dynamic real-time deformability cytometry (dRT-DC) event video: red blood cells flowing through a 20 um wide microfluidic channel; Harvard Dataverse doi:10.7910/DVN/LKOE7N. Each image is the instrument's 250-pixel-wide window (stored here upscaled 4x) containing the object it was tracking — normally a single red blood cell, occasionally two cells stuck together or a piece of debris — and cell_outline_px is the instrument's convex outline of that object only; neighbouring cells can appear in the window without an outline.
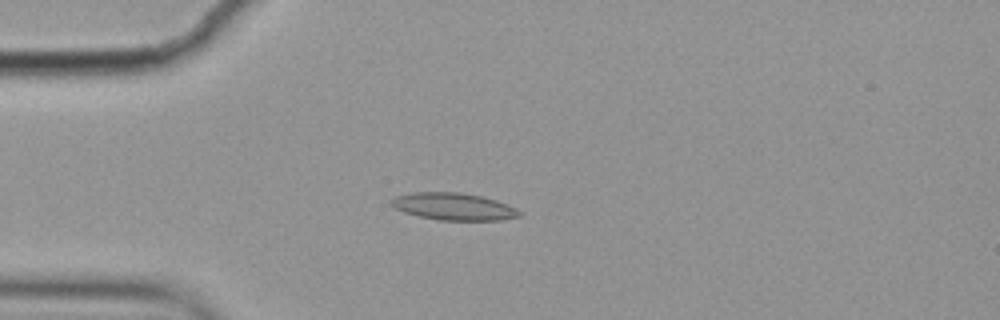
{"species": "common noctule bat (a hibernating species)", "species_latin": "Nyctalus noctula", "temperature_condition": "cold", "stored_images_in_passage": 7, "camera_frame_rate_fps": 3000, "um_per_image_px": 0.085, "animal": {"sex": "female", "body_mass_g": 19.9}, "frame": {"image": 1, "passage_image": 3, "time_ms": 0.667, "image_size_px": [1000, 320], "cell_outline_px": [[520, 216], [500, 220], [440, 220], [420, 216], [404, 212], [396, 208], [392, 204], [392, 200], [396, 196], [412, 192], [456, 192], [480, 196], [496, 200], [508, 204], [516, 208], [520, 212]], "centroid_in_image_um": [38.58, 17.55], "position_along_channel_um": 46.4, "area_um2": 20.0}}
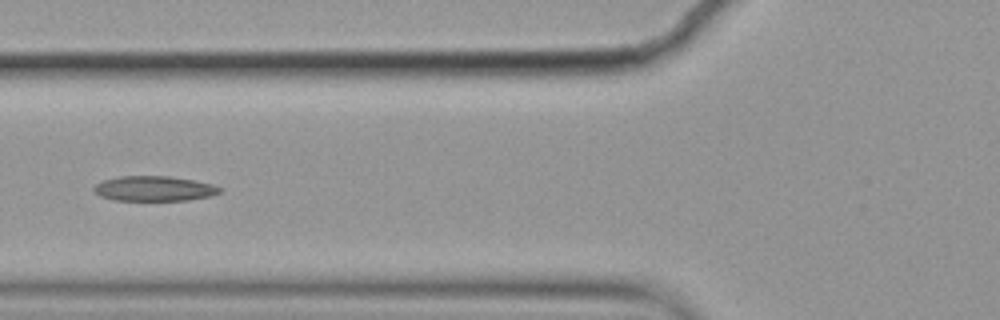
{"frame": {"image": 2, "passage_image": 5, "time_ms": 1.333, "image_size_px": [1000, 320], "cell_outline_px": [[224, 188], [220, 192], [212, 196], [188, 200], [116, 200], [100, 196], [92, 188], [100, 180], [120, 176], [168, 176], [192, 180], [212, 184]], "centroid_in_image_um": [13.1, 16.02], "position_along_channel_um": 112.7, "area_um2": 18.38}}
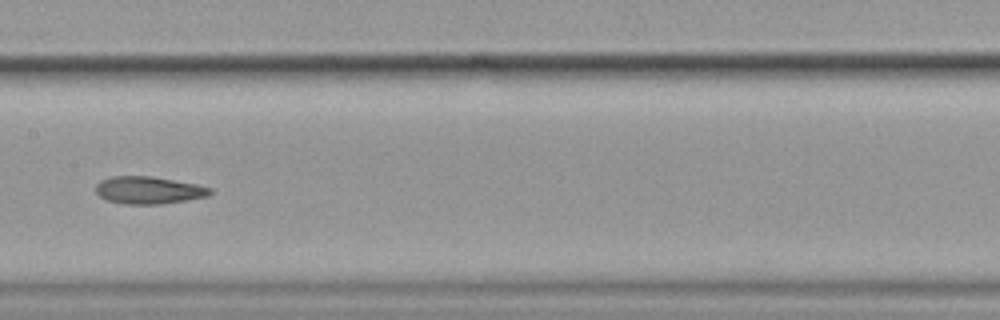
{"frame": {"image": 3, "passage_image": 7, "time_ms": 2.0, "image_size_px": [1000, 320], "cell_outline_px": [[212, 192], [208, 196], [160, 204], [124, 204], [104, 200], [96, 192], [96, 184], [100, 180], [112, 176], [152, 176], [196, 184], [212, 188]], "centroid_in_image_um": [12.6, 16.16], "position_along_channel_um": 194.8, "area_um2": 18.26}}